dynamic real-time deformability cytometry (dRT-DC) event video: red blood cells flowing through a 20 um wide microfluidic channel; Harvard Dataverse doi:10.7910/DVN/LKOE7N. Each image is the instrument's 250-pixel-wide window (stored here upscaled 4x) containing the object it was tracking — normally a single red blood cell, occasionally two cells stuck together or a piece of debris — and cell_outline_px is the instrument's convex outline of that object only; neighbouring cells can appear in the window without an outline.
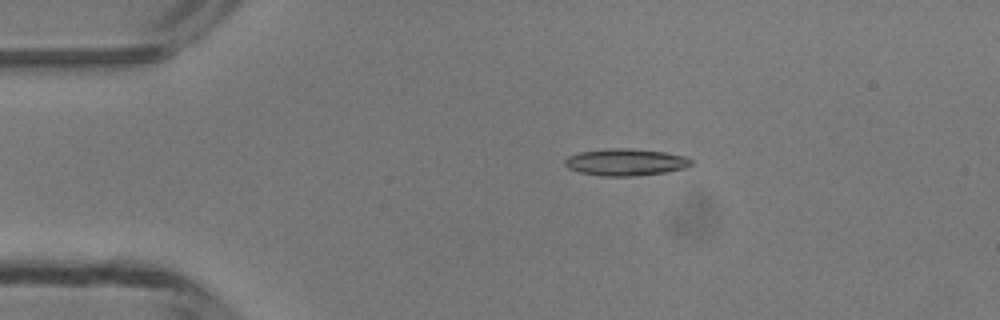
{"species": "common noctule bat (a hibernating species)", "species_latin": "Nyctalus noctula", "temperature_condition": "room temperature", "stored_images_in_passage": 2, "camera_frame_rate_fps": 3000, "um_per_image_px": 0.085, "animal": {"sex": "male", "body_mass_g": 13.3}, "frame": {"image": 1, "passage_image": 1, "time_ms": 0.0, "image_size_px": [1000, 320], "cell_outline_px": [[692, 164], [684, 168], [664, 172], [632, 176], [604, 176], [580, 172], [568, 168], [564, 164], [564, 160], [568, 156], [580, 152], [608, 148], [628, 148], [664, 152], [684, 156], [692, 160]], "centroid_in_image_um": [53.15, 13.78], "position_along_channel_um": 31.9, "area_um2": 19.65}}